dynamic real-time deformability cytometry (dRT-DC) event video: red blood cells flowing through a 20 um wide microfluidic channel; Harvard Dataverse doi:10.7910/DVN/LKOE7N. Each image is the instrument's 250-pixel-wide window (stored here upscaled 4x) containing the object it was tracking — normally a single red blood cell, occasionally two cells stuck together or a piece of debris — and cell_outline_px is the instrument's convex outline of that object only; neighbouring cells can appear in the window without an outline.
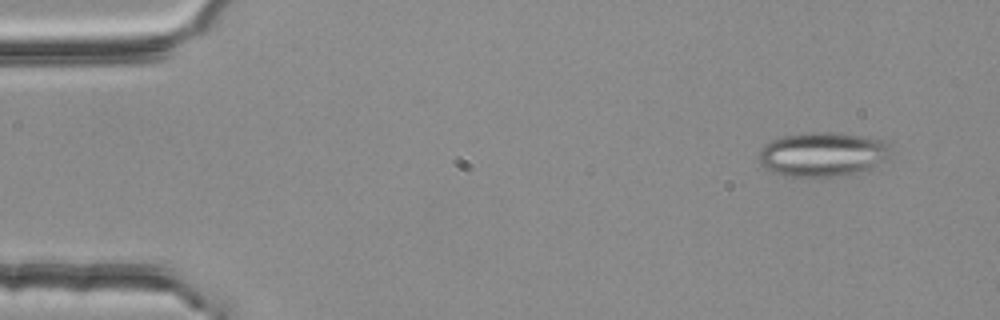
{"species": "common noctule bat (a hibernating species)", "species_latin": "Nyctalus noctula", "temperature_condition": "room temperature", "stored_images_in_passage": 3, "camera_frame_rate_fps": 3000, "um_per_image_px": 0.085, "animal": {"sex": "female", "body_mass_g": 25.1}, "frame": {"image": 1, "passage_image": 1, "time_ms": 0.0, "image_size_px": [1000, 320], "cell_outline_px": [[888, 156], [884, 160], [872, 168], [864, 172], [844, 176], [784, 176], [772, 172], [764, 168], [760, 164], [760, 152], [764, 144], [772, 140], [784, 136], [808, 132], [832, 132], [888, 140]], "centroid_in_image_um": [69.93, 13.12], "position_along_channel_um": 15.1, "area_um2": 34.16}}